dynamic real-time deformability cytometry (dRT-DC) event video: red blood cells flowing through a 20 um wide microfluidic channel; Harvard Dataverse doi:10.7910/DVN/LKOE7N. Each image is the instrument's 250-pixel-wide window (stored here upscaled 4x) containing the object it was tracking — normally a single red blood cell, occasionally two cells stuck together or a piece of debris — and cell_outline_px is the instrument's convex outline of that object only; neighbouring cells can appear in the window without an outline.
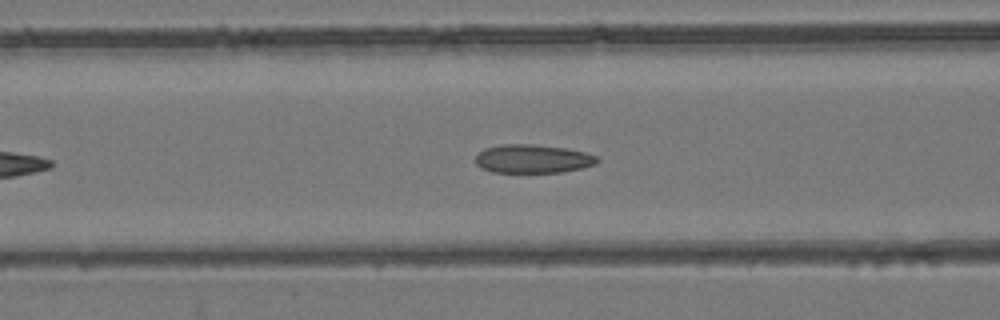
{"species": "common noctule bat (a hibernating species)", "species_latin": "Nyctalus noctula", "temperature_condition": "room temperature", "stored_images_in_passage": 25, "camera_frame_rate_fps": 3000, "um_per_image_px": 0.085, "animal": {"sex": "female", "body_mass_g": 24.6, "forearm_length_mm": 56.2}, "frame": {"image": 1, "passage_image": 11, "time_ms": 3.333, "image_size_px": [1000, 320], "cell_outline_px": [[600, 160], [596, 164], [584, 168], [560, 172], [492, 172], [480, 168], [476, 164], [476, 156], [484, 148], [500, 144], [532, 144], [568, 148], [584, 152], [596, 156]], "centroid_in_image_um": [45.29, 13.49], "position_along_channel_um": 121.3, "area_um2": 20.4}}
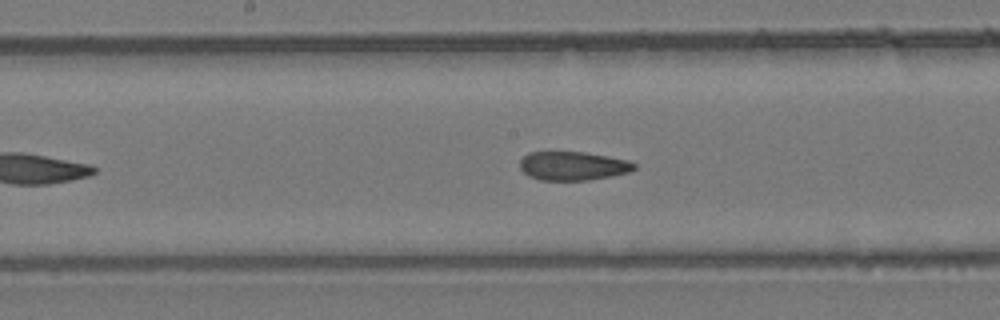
{"frame": {"image": 2, "passage_image": 17, "time_ms": 5.333, "image_size_px": [1000, 320], "cell_outline_px": [[636, 168], [628, 172], [588, 180], [540, 180], [528, 176], [520, 168], [520, 160], [528, 152], [584, 152], [608, 156], [628, 160], [636, 164]], "centroid_in_image_um": [48.67, 14.1], "position_along_channel_um": 199.5, "area_um2": 19.07}}
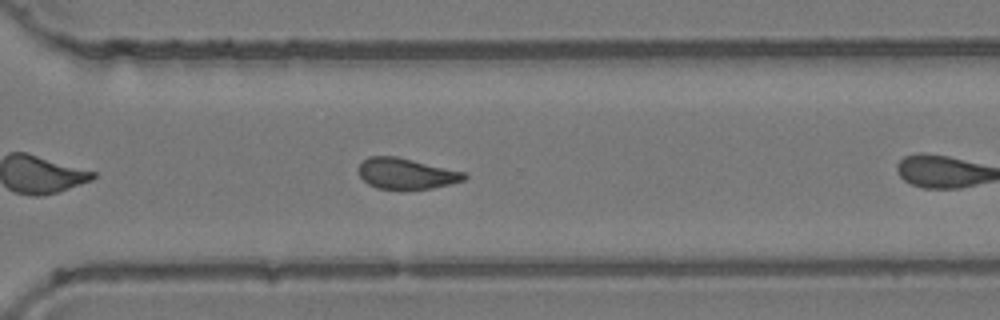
{"frame": {"image": 3, "passage_image": 24, "time_ms": 7.667, "image_size_px": [1000, 320], "cell_outline_px": [[468, 176], [464, 180], [452, 184], [432, 188], [400, 192], [376, 188], [368, 184], [360, 176], [360, 164], [368, 156], [396, 156], [468, 172]], "centroid_in_image_um": [34.58, 14.79], "position_along_channel_um": 336.0, "area_um2": 19.71}}